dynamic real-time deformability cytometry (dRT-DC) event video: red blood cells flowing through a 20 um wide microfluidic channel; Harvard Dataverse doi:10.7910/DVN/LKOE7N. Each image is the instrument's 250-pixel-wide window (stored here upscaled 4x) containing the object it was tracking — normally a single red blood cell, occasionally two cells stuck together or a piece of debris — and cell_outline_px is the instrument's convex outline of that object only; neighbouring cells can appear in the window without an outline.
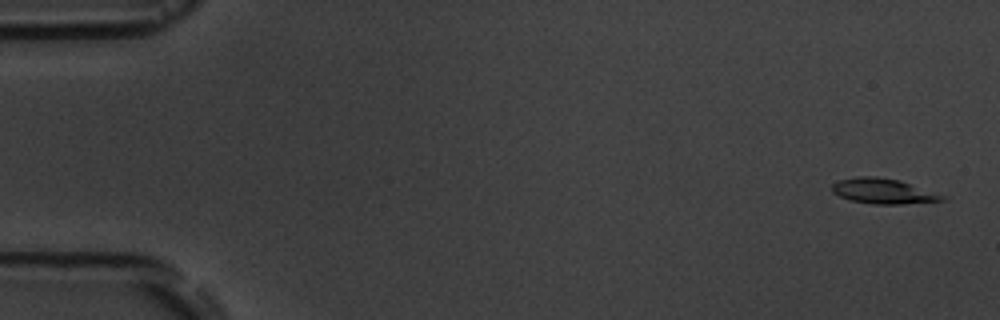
{"species": "common noctule bat (a hibernating species)", "species_latin": "Nyctalus noctula", "temperature_condition": "room temperature", "stored_images_in_passage": 3, "camera_frame_rate_fps": 3000, "um_per_image_px": 0.085, "animal": {"sex": "male", "body_mass_g": 19.5, "forearm_length_mm": 54.6}, "frame": {"image": 1, "passage_image": 1, "time_ms": 0.0, "image_size_px": [1000, 320], "cell_outline_px": [[948, 196], [944, 200], [900, 204], [872, 204], [848, 200], [832, 192], [832, 184], [840, 180], [856, 176], [876, 176], [900, 180]], "centroid_in_image_um": [75.07, 16.24], "position_along_channel_um": 9.9, "area_um2": 16.3}}